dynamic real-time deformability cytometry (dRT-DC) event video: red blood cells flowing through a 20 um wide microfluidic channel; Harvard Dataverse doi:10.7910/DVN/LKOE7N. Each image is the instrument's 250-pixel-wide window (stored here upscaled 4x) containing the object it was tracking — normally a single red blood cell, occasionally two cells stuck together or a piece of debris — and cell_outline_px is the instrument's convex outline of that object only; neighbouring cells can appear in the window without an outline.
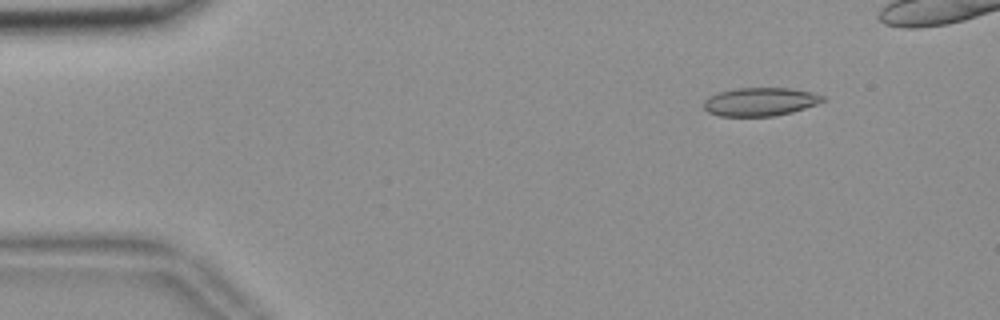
{"species": "common noctule bat (a hibernating species)", "species_latin": "Nyctalus noctula", "temperature_condition": "room temperature", "stored_images_in_passage": 49, "camera_frame_rate_fps": 3000, "um_per_image_px": 0.085, "animal": {"sex": "female", "body_mass_g": 18.4}, "frame": {"image": 1, "passage_image": 7, "time_ms": 2.0, "image_size_px": [1000, 320], "cell_outline_px": [[824, 100], [816, 104], [792, 112], [772, 116], [720, 116], [708, 112], [704, 108], [704, 100], [708, 96], [720, 92], [736, 88], [788, 88], [812, 92], [824, 96]], "centroid_in_image_um": [64.59, 8.65], "position_along_channel_um": 20.4, "area_um2": 19.54}}
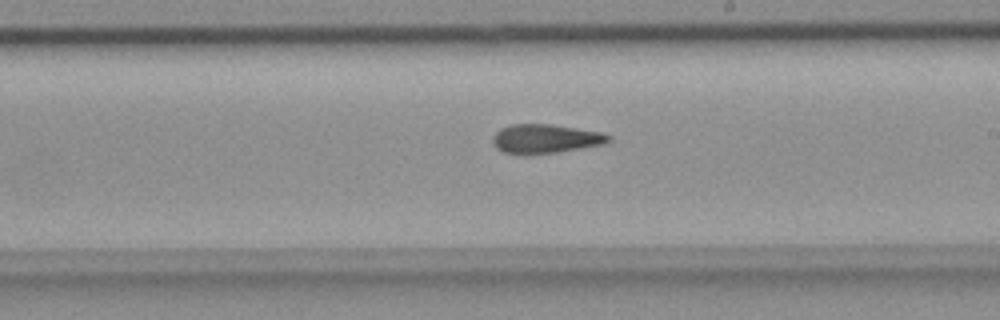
{"frame": {"image": 2, "passage_image": 32, "time_ms": 10.333, "image_size_px": [1000, 320], "cell_outline_px": [[612, 140], [600, 144], [556, 152], [504, 152], [496, 148], [492, 140], [492, 136], [500, 128], [512, 124], [552, 124], [600, 132], [612, 136]], "centroid_in_image_um": [46.35, 11.75], "position_along_channel_um": 242.7, "area_um2": 18.9}}
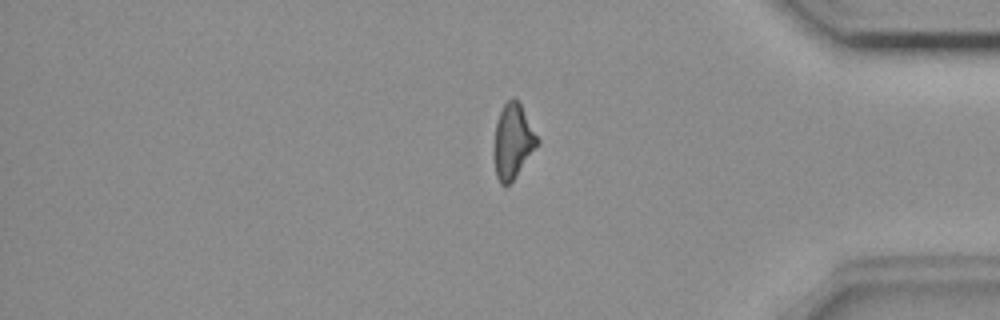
{"frame": {"image": 3, "passage_image": 46, "time_ms": 15.0, "image_size_px": [1000, 320], "cell_outline_px": [[540, 144], [512, 180], [508, 184], [500, 184], [496, 176], [492, 152], [496, 124], [500, 112], [504, 104], [512, 96], [520, 104], [540, 140]], "centroid_in_image_um": [43.58, 12.02], "position_along_channel_um": 391.6, "area_um2": 18.9}}